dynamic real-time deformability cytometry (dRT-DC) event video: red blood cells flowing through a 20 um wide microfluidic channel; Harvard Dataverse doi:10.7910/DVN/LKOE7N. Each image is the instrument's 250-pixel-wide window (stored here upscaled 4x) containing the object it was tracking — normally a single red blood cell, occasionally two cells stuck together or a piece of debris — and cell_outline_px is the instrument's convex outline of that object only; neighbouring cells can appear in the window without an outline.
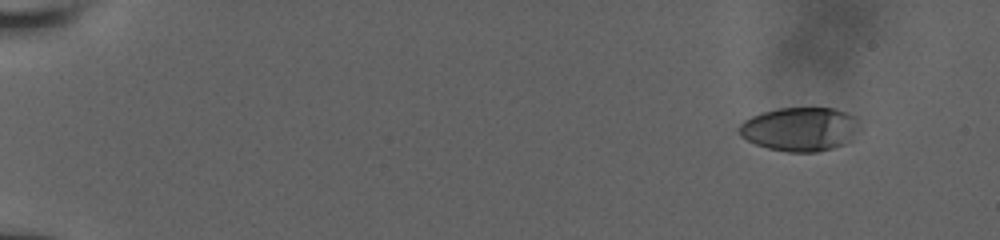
{"species": "human", "species_latin": "Homo sapiens", "temperature_condition": "room temperature", "stored_images_in_passage": 77, "camera_frame_rate_fps": 3000, "um_per_image_px": 0.085, "donor": {"sex": "male"}, "frame": {"image": 1, "passage_image": 1, "time_ms": 0.0, "image_size_px": [1000, 240], "cell_outline_px": [[856, 120], [852, 140], [844, 144], [832, 148], [816, 152], [788, 152], [768, 148], [756, 144], [740, 136], [736, 128], [744, 120], [752, 116], [764, 112], [780, 108], [836, 108], [856, 116]], "centroid_in_image_um": [67.95, 10.97], "position_along_channel_um": 17.0, "area_um2": 30.58}}
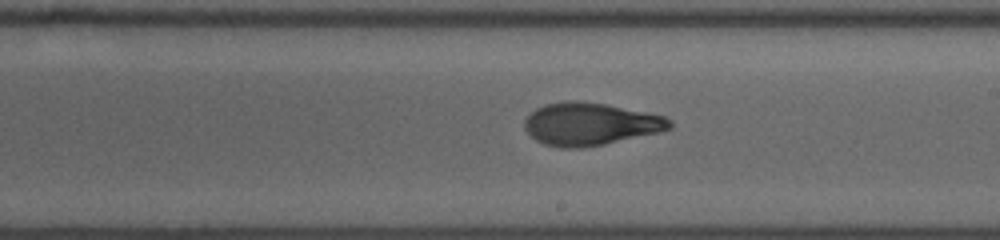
{"frame": {"image": 2, "passage_image": 36, "time_ms": 9.667, "image_size_px": [1000, 240], "cell_outline_px": [[672, 128], [660, 132], [604, 144], [580, 148], [560, 148], [544, 144], [536, 140], [524, 128], [524, 120], [536, 108], [544, 104], [564, 100], [576, 100], [604, 104], [664, 116], [672, 120]], "centroid_in_image_um": [50.15, 10.54], "position_along_channel_um": 238.8, "area_um2": 35.95}}
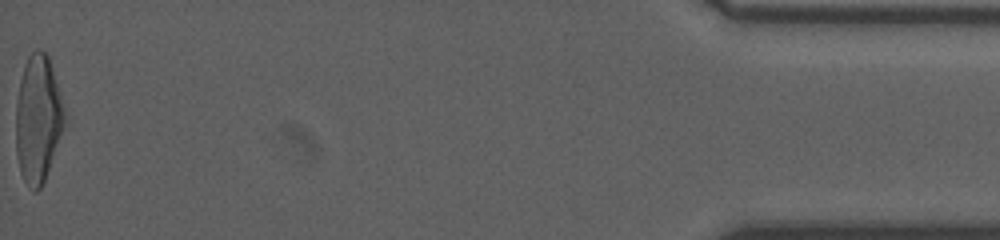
{"frame": {"image": 3, "passage_image": 76, "time_ms": 16.667, "image_size_px": [1000, 240], "cell_outline_px": [[64, 124], [44, 180], [40, 188], [36, 192], [32, 192], [28, 188], [20, 172], [16, 156], [16, 104], [20, 80], [24, 64], [28, 56], [36, 48], [40, 48], [48, 56], [60, 92], [64, 108]], "centroid_in_image_um": [3.2, 10.1], "position_along_channel_um": 432.0, "area_um2": 35.78}}